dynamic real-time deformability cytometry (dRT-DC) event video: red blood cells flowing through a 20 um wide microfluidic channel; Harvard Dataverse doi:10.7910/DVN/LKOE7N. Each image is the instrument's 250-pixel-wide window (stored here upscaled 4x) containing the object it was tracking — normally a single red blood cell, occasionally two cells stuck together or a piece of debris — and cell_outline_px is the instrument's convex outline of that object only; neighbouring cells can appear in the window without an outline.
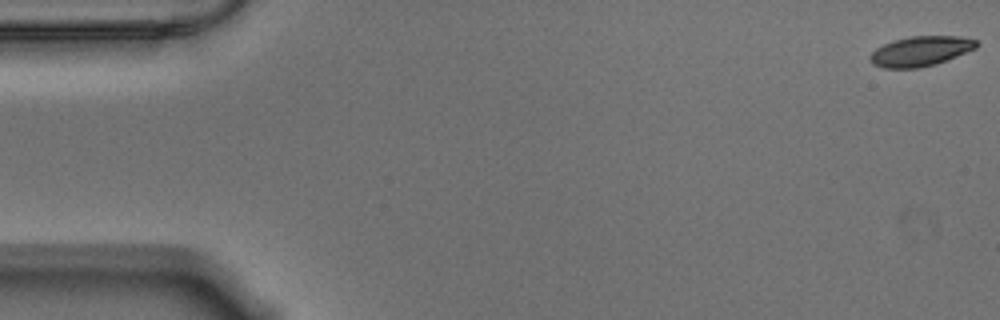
{"species": "Egyptian fruit bat (a non-hibernating species)", "species_latin": "Rousettus aegyptiacus", "temperature_condition": "warm", "stored_images_in_passage": 15, "camera_frame_rate_fps": 3000, "um_per_image_px": 0.085, "animal": {"sex": "male"}, "frame": {"image": 1, "passage_image": 1, "time_ms": 0.0, "image_size_px": [1000, 320], "cell_outline_px": [[980, 44], [976, 48], [936, 64], [920, 68], [884, 68], [872, 64], [868, 56], [876, 48], [892, 40], [908, 36], [960, 36], [976, 40]], "centroid_in_image_um": [78.23, 4.35], "position_along_channel_um": 6.8, "area_um2": 18.67}}
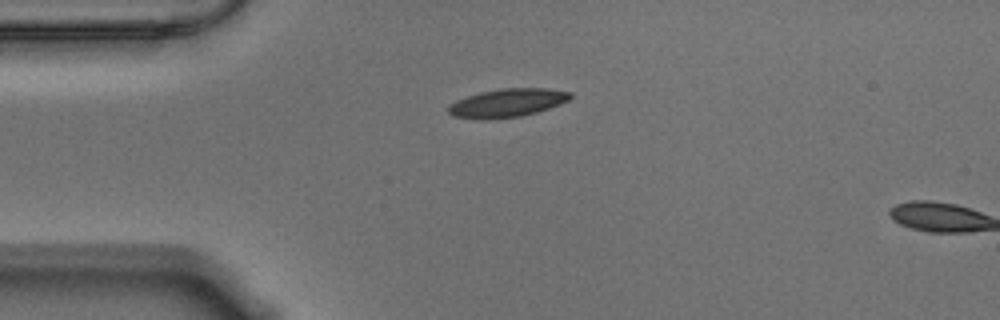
{"frame": {"image": 2, "passage_image": 14, "time_ms": 4.333, "image_size_px": [1000, 320], "cell_outline_px": [[572, 96], [568, 100], [560, 104], [536, 112], [520, 116], [488, 120], [480, 120], [452, 116], [448, 112], [448, 104], [456, 100], [480, 92], [500, 88], [544, 88], [572, 92]], "centroid_in_image_um": [43.08, 8.75], "position_along_channel_um": 41.9, "area_um2": 20.29}}